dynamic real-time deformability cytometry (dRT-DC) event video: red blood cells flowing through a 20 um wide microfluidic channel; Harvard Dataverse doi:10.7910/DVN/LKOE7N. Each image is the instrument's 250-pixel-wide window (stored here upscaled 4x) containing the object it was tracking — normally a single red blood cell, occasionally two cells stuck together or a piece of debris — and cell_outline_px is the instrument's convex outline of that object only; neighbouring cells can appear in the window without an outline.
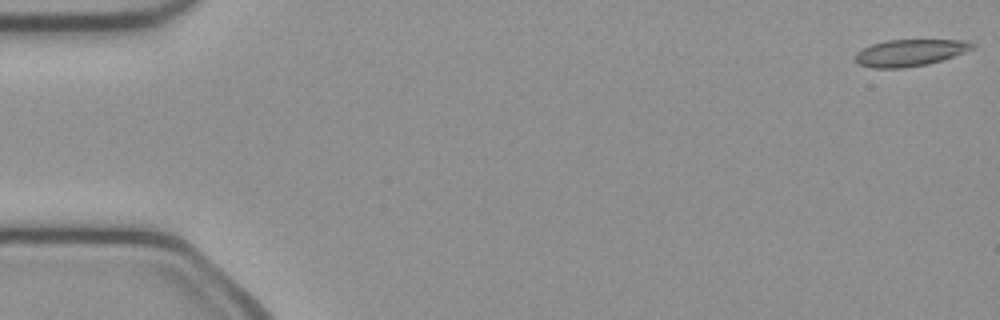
{"species": "common noctule bat (a hibernating species)", "species_latin": "Nyctalus noctula", "temperature_condition": "cold", "stored_images_in_passage": 45, "camera_frame_rate_fps": 3000, "um_per_image_px": 0.085, "animal": {"sex": "female", "body_mass_g": 21.9}, "frame": {"image": 1, "passage_image": 1, "time_ms": 0.0, "image_size_px": [1000, 320], "cell_outline_px": [[976, 48], [928, 64], [904, 68], [872, 68], [860, 64], [856, 60], [856, 52], [872, 44], [888, 40], [968, 40], [976, 44]], "centroid_in_image_um": [77.38, 4.47], "position_along_channel_um": 7.6, "area_um2": 18.15}}
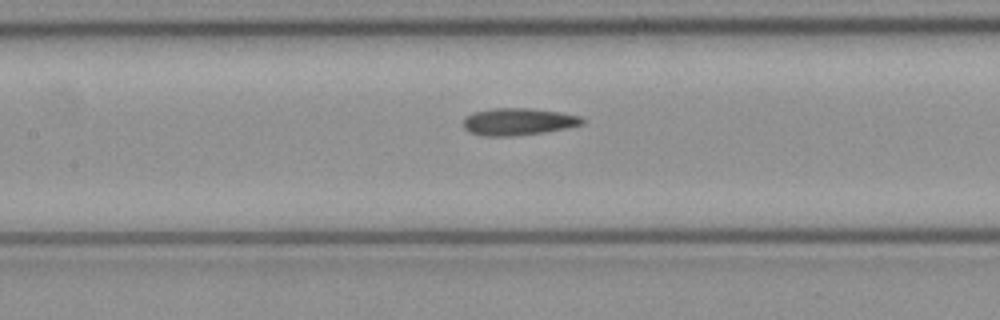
{"frame": {"image": 2, "passage_image": 23, "time_ms": 7.333, "image_size_px": [1000, 320], "cell_outline_px": [[584, 124], [568, 128], [544, 132], [516, 136], [484, 136], [468, 132], [464, 128], [464, 116], [476, 112], [492, 108], [528, 108], [564, 112], [580, 116], [584, 120]], "centroid_in_image_um": [44.07, 10.34], "position_along_channel_um": 163.3, "area_um2": 19.02}}
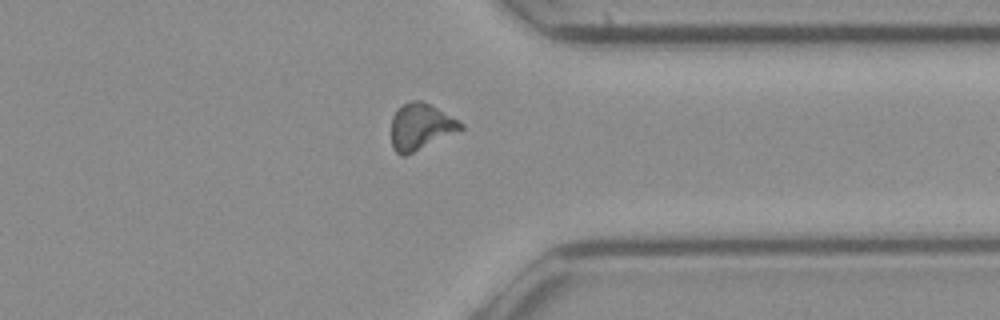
{"frame": {"image": 3, "passage_image": 39, "time_ms": 12.667, "image_size_px": [1000, 320], "cell_outline_px": [[464, 128], [404, 156], [400, 156], [392, 148], [392, 116], [396, 108], [400, 104], [412, 100], [420, 100], [460, 120], [464, 124]], "centroid_in_image_um": [35.72, 10.74], "position_along_channel_um": 375.7, "area_um2": 18.61}, "authors_computed_cell_mechanics": {"area_um2": 18.5538, "velocity_mm_per_s": 4.0644, "shape_relaxation_time_tau1_ms": null, "shape_relaxation_time_tau2_ms": 5.1642, "deformation_change_tau1": null, "deformation_change_tau2": 0.1227}}